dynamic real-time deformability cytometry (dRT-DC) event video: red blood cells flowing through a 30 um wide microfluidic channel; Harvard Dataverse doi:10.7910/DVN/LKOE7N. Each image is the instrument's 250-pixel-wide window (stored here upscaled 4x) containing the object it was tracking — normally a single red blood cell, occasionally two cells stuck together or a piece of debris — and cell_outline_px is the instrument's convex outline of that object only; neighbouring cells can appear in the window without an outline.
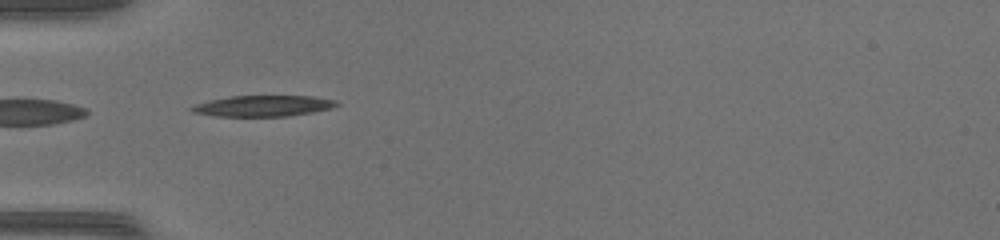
{"species": "common noctule bat (a hibernating species)", "species_latin": "Nyctalus noctula", "temperature_condition": "warm", "stored_images_in_passage": 32, "camera_frame_rate_fps": 3000, "um_per_image_px": 0.085, "animal": {"sex": "female", "body_mass_g": 17.0, "forearm_length_mm": 48.0}, "frame": {"image": 1, "passage_image": 1, "time_ms": 0.0, "image_size_px": [1000, 240], "cell_outline_px": [[340, 104], [332, 108], [312, 112], [288, 116], [216, 116], [192, 112], [188, 108], [196, 104], [208, 100], [228, 96], [312, 96], [336, 100]], "centroid_in_image_um": [22.35, 9.0], "position_along_channel_um": 62.6, "area_um2": 17.74}}
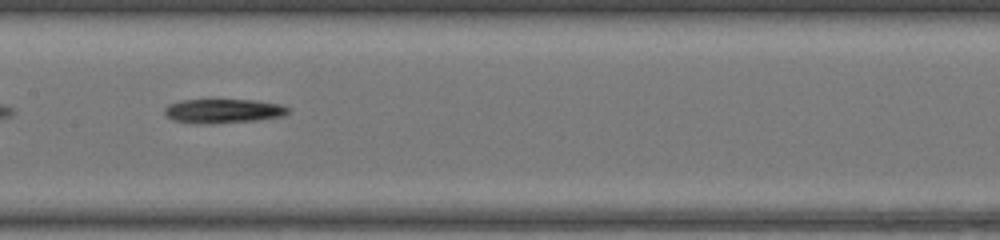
{"frame": {"image": 2, "passage_image": 10, "time_ms": 3.0, "image_size_px": [1000, 240], "cell_outline_px": [[288, 112], [284, 116], [256, 120], [208, 124], [204, 124], [172, 120], [164, 112], [164, 108], [168, 104], [180, 100], [252, 100], [280, 104], [288, 108]], "centroid_in_image_um": [18.95, 9.43], "position_along_channel_um": 188.5, "area_um2": 17.28}}
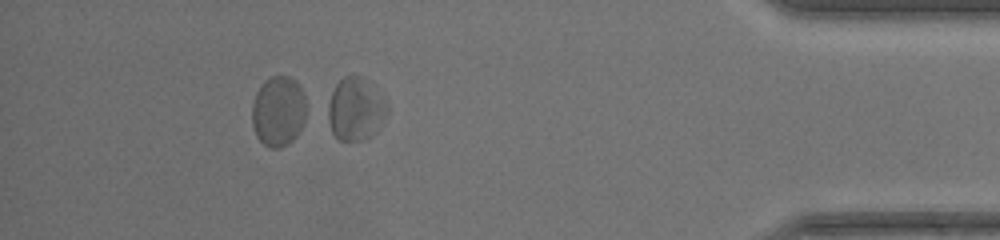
{"frame": {"image": 3, "passage_image": 28, "time_ms": 9.0, "image_size_px": [1000, 240], "cell_outline_px": [[388, 112], [372, 132], [364, 140], [336, 140], [332, 132], [328, 120], [328, 108], [332, 92], [336, 84], [344, 76], [360, 76], [388, 104]], "centroid_in_image_um": [30.17, 9.29], "position_along_channel_um": 405.0, "area_um2": 20.81}, "authors_computed_cell_mechanics": {"area_um2": 17.7735, "velocity_mm_per_s": 4.299, "shape_relaxation_time_tau1_ms": 0.904, "shape_relaxation_time_tau2_ms": 2.3723, "deformation_change_tau1": 0.0753, "deformation_change_tau2": 0.1298}}